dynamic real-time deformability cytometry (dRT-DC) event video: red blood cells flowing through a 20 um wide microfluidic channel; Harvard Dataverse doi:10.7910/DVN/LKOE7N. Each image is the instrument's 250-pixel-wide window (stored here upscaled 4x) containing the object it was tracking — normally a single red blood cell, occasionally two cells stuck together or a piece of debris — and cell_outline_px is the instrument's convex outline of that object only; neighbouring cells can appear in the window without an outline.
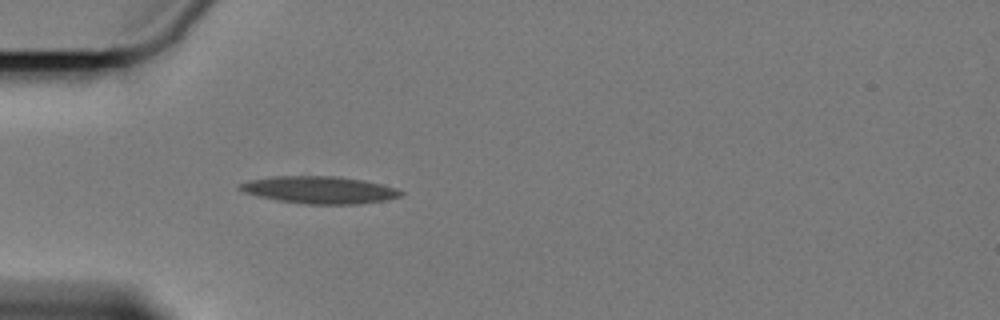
{"species": "Egyptian fruit bat (a non-hibernating species)", "species_latin": "Rousettus aegyptiacus", "temperature_condition": "cold", "stored_images_in_passage": 38, "camera_frame_rate_fps": 3000, "um_per_image_px": 0.085, "animal": {"sex": "female"}, "frame": {"image": 1, "passage_image": 1, "time_ms": 0.0, "image_size_px": [1000, 320], "cell_outline_px": [[404, 192], [400, 196], [384, 200], [356, 204], [308, 204], [276, 200], [256, 196], [244, 192], [240, 188], [240, 184], [252, 180], [276, 176], [336, 176], [364, 180], [396, 188]], "centroid_in_image_um": [27.17, 16.14], "position_along_channel_um": 57.8, "area_um2": 25.26}}
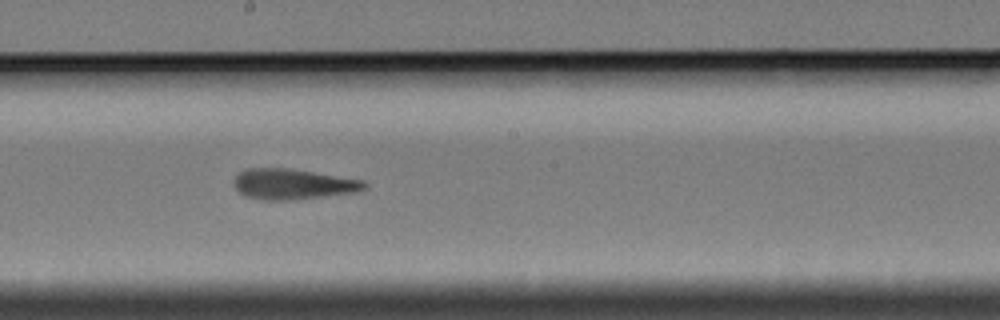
{"frame": {"image": 2, "passage_image": 16, "time_ms": 5.0, "image_size_px": [1000, 320], "cell_outline_px": [[368, 188], [360, 192], [288, 200], [264, 200], [244, 196], [232, 184], [232, 180], [240, 172], [248, 168], [288, 168], [364, 180], [368, 184]], "centroid_in_image_um": [24.92, 15.65], "position_along_channel_um": 223.3, "area_um2": 23.35}}
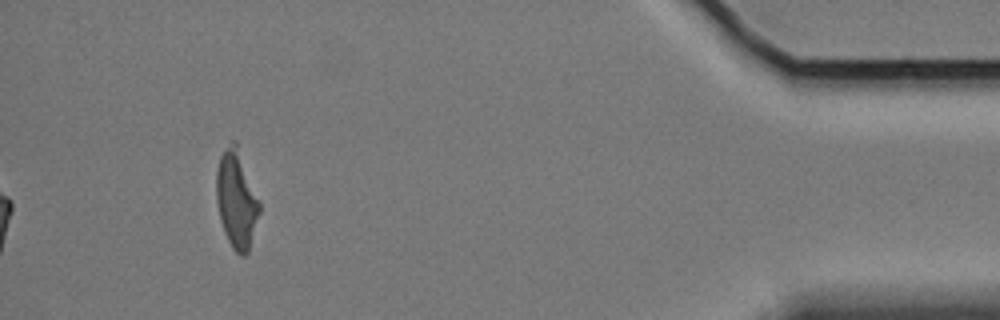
{"frame": {"image": 3, "passage_image": 38, "time_ms": 12.333, "image_size_px": [1000, 320], "cell_outline_px": [[260, 212], [248, 252], [244, 256], [240, 256], [232, 248], [224, 232], [220, 220], [216, 200], [216, 172], [220, 156], [232, 140], [236, 140], [260, 200]], "centroid_in_image_um": [20.11, 16.94], "position_along_channel_um": 415.1, "area_um2": 24.8}, "authors_computed_cell_mechanics": {"area_um2": 23.3223, "velocity_mm_per_s": 3.4102, "shape_relaxation_time_tau1_ms": null, "shape_relaxation_time_tau2_ms": 4.3566, "deformation_change_tau1": null, "deformation_change_tau2": 0.1528}}